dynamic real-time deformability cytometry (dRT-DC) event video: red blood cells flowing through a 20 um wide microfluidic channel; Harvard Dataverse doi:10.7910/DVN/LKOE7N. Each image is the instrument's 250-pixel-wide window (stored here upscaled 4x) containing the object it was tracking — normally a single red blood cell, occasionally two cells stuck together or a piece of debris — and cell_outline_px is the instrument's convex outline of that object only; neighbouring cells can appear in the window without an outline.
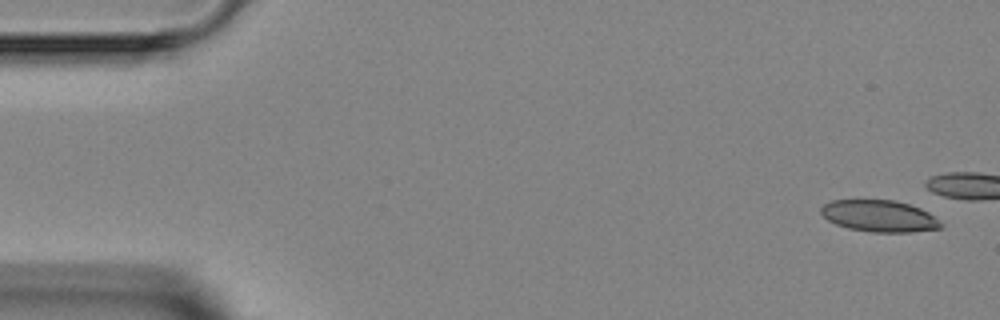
{"species": "Egyptian fruit bat (a non-hibernating species)", "species_latin": "Rousettus aegyptiacus", "temperature_condition": "room temperature", "stored_images_in_passage": 5, "camera_frame_rate_fps": 3000, "um_per_image_px": 0.085, "animal": {"sex": "female"}, "frame": {"image": 1, "passage_image": 1, "time_ms": 0.0, "image_size_px": [1000, 320], "cell_outline_px": [[944, 224], [940, 228], [912, 232], [872, 232], [848, 228], [836, 224], [828, 220], [820, 212], [820, 208], [824, 204], [832, 200], [896, 200], [920, 208], [928, 212]], "centroid_in_image_um": [74.74, 18.36], "position_along_channel_um": 10.3, "area_um2": 22.08}}